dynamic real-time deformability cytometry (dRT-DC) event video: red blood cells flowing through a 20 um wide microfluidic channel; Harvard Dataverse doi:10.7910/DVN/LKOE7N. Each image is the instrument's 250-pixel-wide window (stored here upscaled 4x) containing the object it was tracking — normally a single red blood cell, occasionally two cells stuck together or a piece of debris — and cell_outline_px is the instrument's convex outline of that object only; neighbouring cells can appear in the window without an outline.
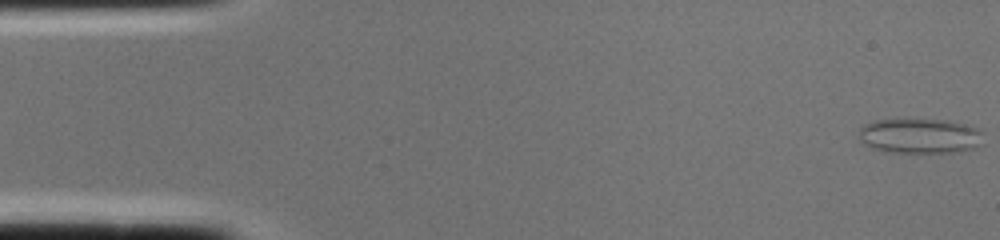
{"species": "common noctule bat (a hibernating species)", "species_latin": "Nyctalus noctula", "temperature_condition": "cold", "stored_images_in_passage": 2, "camera_frame_rate_fps": 3000, "um_per_image_px": 0.085, "animal": {"sex": "female", "body_mass_g": 22.0, "forearm_length_mm": 56.7}, "frame": {"image": 1, "passage_image": 1, "time_ms": 0.0, "image_size_px": [1000, 240], "cell_outline_px": [[984, 132], [980, 144], [976, 148], [956, 152], [884, 152], [872, 148], [864, 144], [860, 140], [860, 128], [864, 124], [876, 120], [948, 120], [980, 128]], "centroid_in_image_um": [78.22, 11.56], "position_along_channel_um": 6.8, "area_um2": 25.43}}
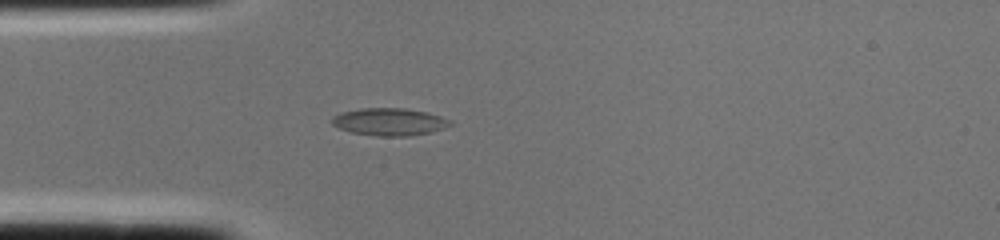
{"frame": {"image": 2, "passage_image": 2, "time_ms": 0.333, "image_size_px": [1000, 240], "cell_outline_px": [[452, 124], [444, 128], [432, 132], [408, 136], [376, 136], [352, 132], [340, 128], [332, 124], [332, 116], [340, 112], [360, 108], [404, 108], [428, 112], [452, 120]], "centroid_in_image_um": [33.11, 10.35], "position_along_channel_um": 51.9, "area_um2": 19.02}}